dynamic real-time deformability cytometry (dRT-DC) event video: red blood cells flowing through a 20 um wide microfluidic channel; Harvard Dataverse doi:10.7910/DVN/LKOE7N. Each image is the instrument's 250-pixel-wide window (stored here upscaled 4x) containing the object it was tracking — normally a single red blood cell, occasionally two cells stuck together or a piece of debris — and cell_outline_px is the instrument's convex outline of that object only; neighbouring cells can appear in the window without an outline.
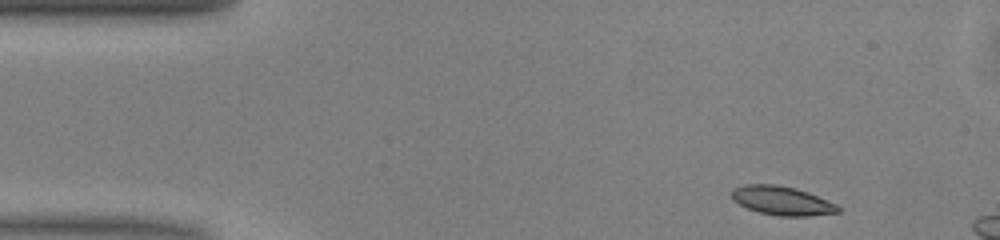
{"species": "common noctule bat (a hibernating species)", "species_latin": "Nyctalus noctula", "temperature_condition": "warm", "stored_images_in_passage": 7, "camera_frame_rate_fps": 3000, "um_per_image_px": 0.085, "animal": {"sex": "male", "body_mass_g": 13.0, "forearm_length_mm": 53.1}, "frame": {"image": 1, "passage_image": 1, "time_ms": 0.0, "image_size_px": [1000, 240], "cell_outline_px": [[840, 212], [808, 216], [780, 216], [760, 212], [748, 208], [732, 200], [732, 192], [736, 188], [744, 184], [776, 184], [796, 188], [808, 192], [836, 204], [840, 208]], "centroid_in_image_um": [66.48, 17.05], "position_along_channel_um": 18.5, "area_um2": 17.74}}